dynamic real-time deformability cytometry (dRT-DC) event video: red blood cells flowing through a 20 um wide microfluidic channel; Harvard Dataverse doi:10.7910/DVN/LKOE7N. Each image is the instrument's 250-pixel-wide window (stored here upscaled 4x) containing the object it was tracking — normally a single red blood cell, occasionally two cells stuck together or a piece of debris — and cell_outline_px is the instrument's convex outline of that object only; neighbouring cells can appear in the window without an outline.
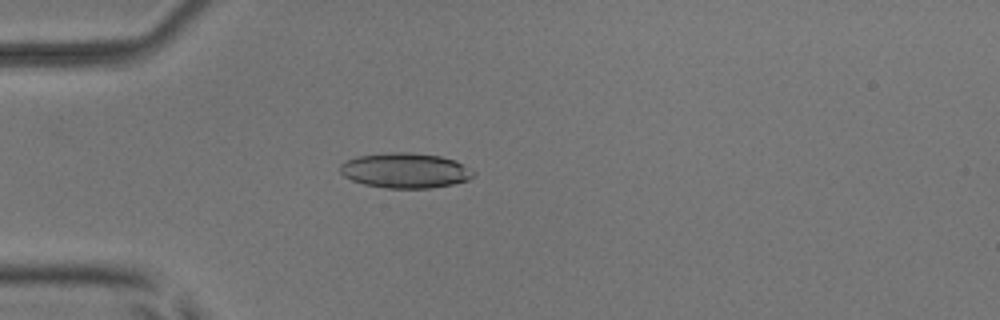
{"species": "common noctule bat (a hibernating species)", "species_latin": "Nyctalus noctula", "temperature_condition": "room temperature", "stored_images_in_passage": 5, "camera_frame_rate_fps": 3000, "um_per_image_px": 0.085, "animal": {"sex": "male", "body_mass_g": 17.9, "forearm_length_mm": 54.2}, "frame": {"image": 1, "passage_image": 4, "time_ms": 3.667, "image_size_px": [1000, 320], "cell_outline_px": [[476, 176], [468, 180], [452, 184], [432, 188], [384, 188], [364, 184], [352, 180], [344, 176], [340, 172], [340, 164], [356, 156], [384, 152], [408, 152], [440, 156], [456, 160], [476, 172]], "centroid_in_image_um": [34.46, 14.49], "position_along_channel_um": 50.5, "area_um2": 27.51}}